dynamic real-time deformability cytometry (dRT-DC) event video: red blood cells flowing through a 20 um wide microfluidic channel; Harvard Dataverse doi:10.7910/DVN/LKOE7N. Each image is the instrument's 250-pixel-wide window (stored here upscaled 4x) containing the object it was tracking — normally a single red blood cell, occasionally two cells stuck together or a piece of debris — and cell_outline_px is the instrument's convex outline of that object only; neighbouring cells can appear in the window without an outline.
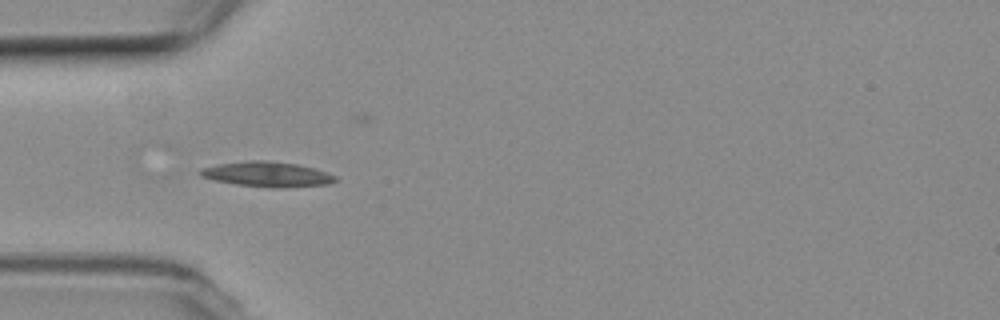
{"species": "common noctule bat (a hibernating species)", "species_latin": "Nyctalus noctula", "temperature_condition": "room temperature", "stored_images_in_passage": 4, "camera_frame_rate_fps": 3000, "um_per_image_px": 0.085, "animal": {"sex": "female", "body_mass_g": 19.3, "forearm_length_mm": 54.1}, "frame": {"image": 1, "passage_image": 4, "time_ms": 1.0, "image_size_px": [1000, 320], "cell_outline_px": [[336, 180], [328, 184], [284, 188], [268, 188], [236, 184], [216, 180], [200, 176], [200, 168], [216, 164], [252, 160], [268, 160], [296, 164], [328, 172], [336, 176]], "centroid_in_image_um": [22.71, 14.81], "position_along_channel_um": 62.3, "area_um2": 19.77}}